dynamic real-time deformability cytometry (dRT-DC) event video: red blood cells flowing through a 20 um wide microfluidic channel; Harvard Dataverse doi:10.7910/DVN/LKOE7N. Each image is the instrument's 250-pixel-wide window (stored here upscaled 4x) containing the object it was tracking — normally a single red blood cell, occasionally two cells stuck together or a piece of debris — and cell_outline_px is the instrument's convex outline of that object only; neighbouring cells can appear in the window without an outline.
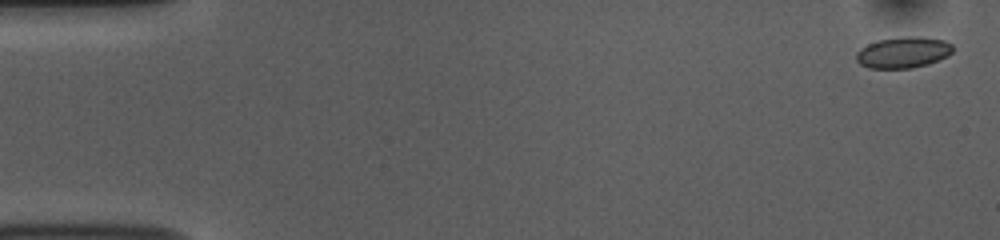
{"species": "common noctule bat (a hibernating species)", "species_latin": "Nyctalus noctula", "temperature_condition": "room temperature", "stored_images_in_passage": 54, "camera_frame_rate_fps": 3000, "um_per_image_px": 0.085, "animal": {"sex": "female", "body_mass_g": 10.0, "forearm_length_mm": 53.1}, "frame": {"image": 1, "passage_image": 2, "time_ms": 0.333, "image_size_px": [1000, 240], "cell_outline_px": [[952, 52], [948, 56], [928, 64], [912, 68], [868, 68], [860, 64], [856, 60], [856, 52], [860, 48], [876, 40], [904, 36], [920, 36], [944, 40], [952, 44]], "centroid_in_image_um": [76.76, 4.45], "position_along_channel_um": 8.2, "area_um2": 17.69}}
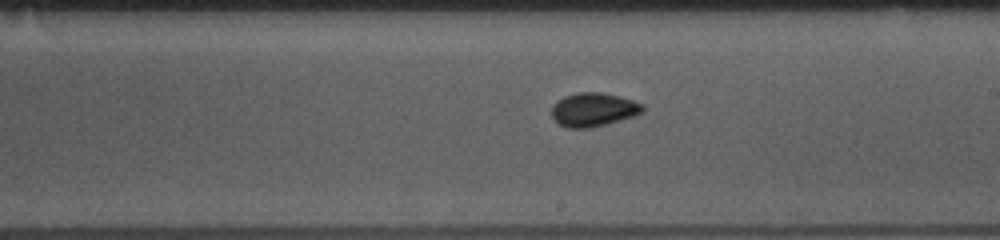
{"frame": {"image": 2, "passage_image": 31, "time_ms": 10.0, "image_size_px": [1000, 240], "cell_outline_px": [[644, 112], [620, 120], [592, 128], [568, 128], [552, 120], [552, 104], [556, 100], [564, 96], [576, 92], [600, 92], [620, 96], [644, 104]], "centroid_in_image_um": [50.42, 9.31], "position_along_channel_um": 238.6, "area_um2": 18.09}}
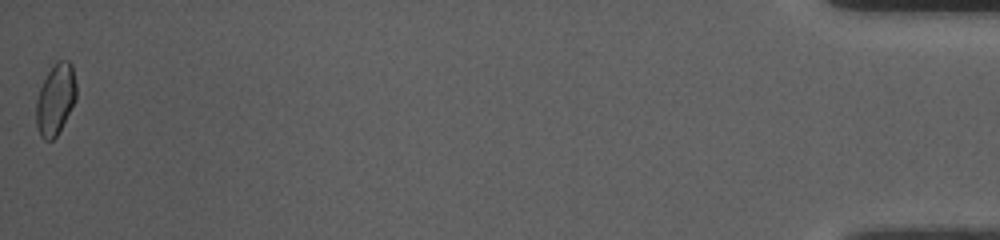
{"frame": {"image": 3, "passage_image": 54, "time_ms": 17.667, "image_size_px": [1000, 240], "cell_outline_px": [[76, 100], [56, 136], [52, 140], [44, 140], [40, 136], [36, 124], [36, 100], [40, 88], [48, 72], [56, 60], [68, 60], [72, 64], [76, 84]], "centroid_in_image_um": [4.72, 8.42], "position_along_channel_um": 430.5, "area_um2": 16.59}, "authors_computed_cell_mechanics": {"area_um2": 17.0799, "velocity_mm_per_s": 3.7481, "shape_relaxation_time_tau1_ms": 2.7806, "shape_relaxation_time_tau2_ms": null, "deformation_change_tau1": 0.0674, "deformation_change_tau2": null}}